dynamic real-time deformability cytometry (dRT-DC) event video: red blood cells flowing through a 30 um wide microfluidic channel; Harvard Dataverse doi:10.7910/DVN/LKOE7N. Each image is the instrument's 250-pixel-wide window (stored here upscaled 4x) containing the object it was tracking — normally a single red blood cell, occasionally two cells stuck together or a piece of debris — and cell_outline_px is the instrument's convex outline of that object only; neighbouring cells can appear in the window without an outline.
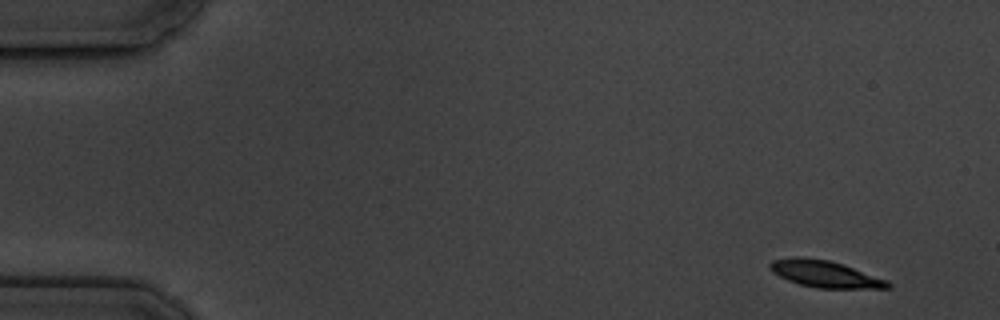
{"species": "common noctule bat (a hibernating species)", "species_latin": "Nyctalus noctula", "temperature_condition": "cold", "stored_images_in_passage": 7, "camera_frame_rate_fps": 3000, "um_per_image_px": 0.085, "animal": {"sex": "male", "body_mass_g": 19.5, "forearm_length_mm": 54.6}, "frame": {"image": 1, "passage_image": 1, "time_ms": 0.0, "image_size_px": [1000, 320], "cell_outline_px": [[892, 288], [816, 288], [800, 284], [788, 280], [772, 272], [768, 268], [768, 264], [772, 260], [796, 256], [804, 256], [828, 260], [844, 264], [888, 280], [892, 284]], "centroid_in_image_um": [70.12, 23.27], "position_along_channel_um": 14.9, "area_um2": 18.61}}